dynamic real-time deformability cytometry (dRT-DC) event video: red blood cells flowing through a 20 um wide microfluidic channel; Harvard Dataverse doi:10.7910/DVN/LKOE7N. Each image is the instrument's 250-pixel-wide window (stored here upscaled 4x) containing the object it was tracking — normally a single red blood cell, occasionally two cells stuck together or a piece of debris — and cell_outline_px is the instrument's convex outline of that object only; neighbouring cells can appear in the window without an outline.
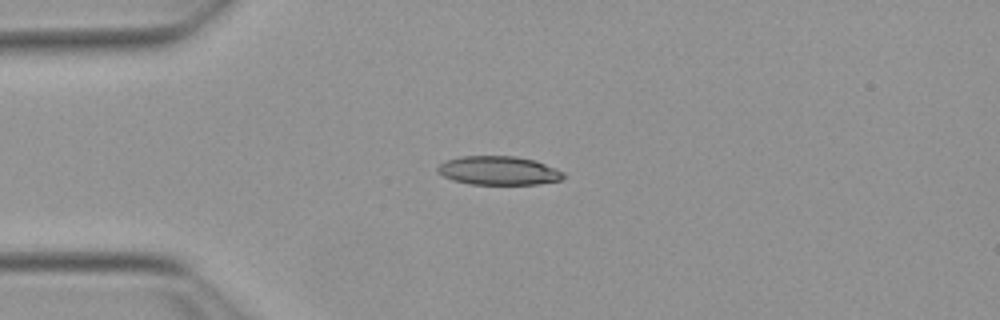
{"species": "Egyptian fruit bat (a non-hibernating species)", "species_latin": "Rousettus aegyptiacus", "temperature_condition": "warm", "stored_images_in_passage": 41, "camera_frame_rate_fps": 3000, "um_per_image_px": 0.085, "animal": {"sex": "female"}, "frame": {"image": 1, "passage_image": 1, "time_ms": 0.0, "image_size_px": [1000, 320], "cell_outline_px": [[564, 176], [560, 180], [536, 184], [468, 184], [452, 180], [436, 172], [436, 168], [444, 160], [460, 156], [516, 156], [536, 160], [564, 172]], "centroid_in_image_um": [42.33, 14.49], "position_along_channel_um": 42.7, "area_um2": 21.21}}
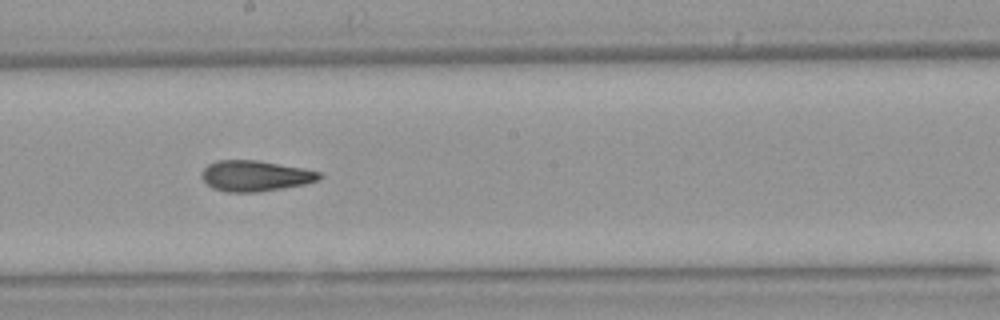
{"frame": {"image": 2, "passage_image": 17, "time_ms": 5.333, "image_size_px": [1000, 320], "cell_outline_px": [[324, 176], [320, 180], [304, 184], [260, 192], [228, 192], [212, 188], [200, 176], [204, 168], [208, 164], [216, 160], [256, 160], [304, 168], [320, 172]], "centroid_in_image_um": [21.71, 14.95], "position_along_channel_um": 226.5, "area_um2": 21.15}}
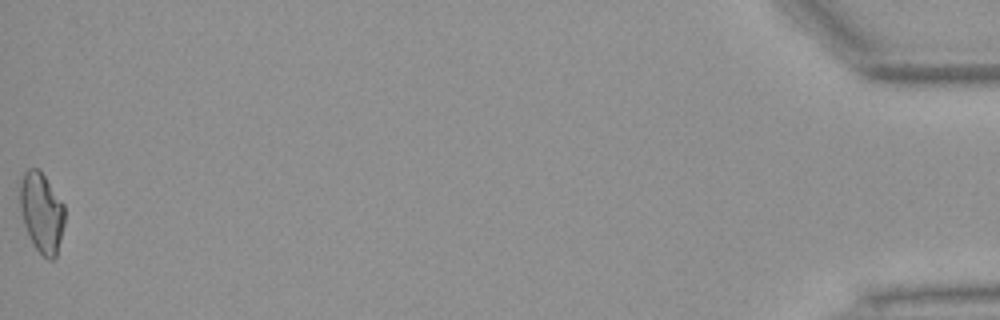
{"frame": {"image": 3, "passage_image": 41, "time_ms": 13.333, "image_size_px": [1000, 320], "cell_outline_px": [[64, 224], [56, 256], [52, 260], [48, 260], [32, 244], [24, 224], [20, 212], [16, 188], [16, 180], [28, 168], [40, 168], [64, 204]], "centroid_in_image_um": [3.47, 17.97], "position_along_channel_um": 431.7, "area_um2": 21.68}, "authors_computed_cell_mechanics": {"area_um2": 20.8658, "velocity_mm_per_s": 3.8591, "shape_relaxation_time_tau1_ms": null, "shape_relaxation_time_tau2_ms": 3.6652, "deformation_change_tau1": null, "deformation_change_tau2": 0.1306}}